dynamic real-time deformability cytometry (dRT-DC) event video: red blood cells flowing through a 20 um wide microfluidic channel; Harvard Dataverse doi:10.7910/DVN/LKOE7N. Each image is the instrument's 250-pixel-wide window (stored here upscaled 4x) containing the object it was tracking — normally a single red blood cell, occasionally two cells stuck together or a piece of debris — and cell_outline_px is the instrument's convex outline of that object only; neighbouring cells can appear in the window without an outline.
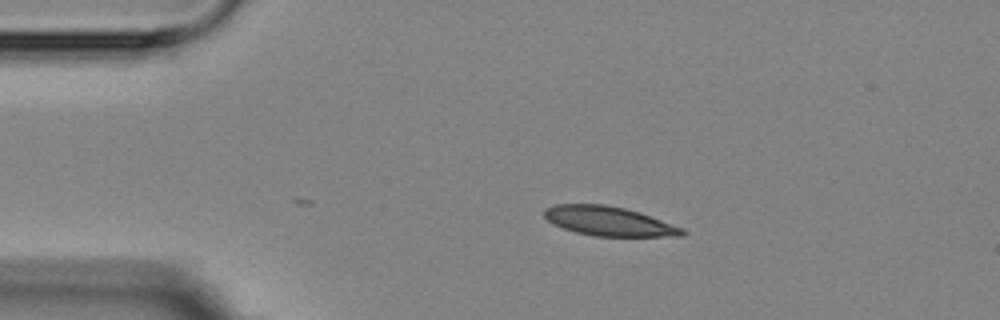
{"species": "Egyptian fruit bat (a non-hibernating species)", "species_latin": "Rousettus aegyptiacus", "temperature_condition": "room temperature", "stored_images_in_passage": 13, "camera_frame_rate_fps": 3000, "um_per_image_px": 0.085, "animal": {"sex": "female"}, "frame": {"image": 1, "passage_image": 1, "time_ms": 0.0, "image_size_px": [1000, 320], "cell_outline_px": [[688, 232], [684, 236], [596, 236], [576, 232], [552, 224], [544, 216], [544, 212], [548, 208], [556, 204], [604, 204], [624, 208], [640, 212], [684, 228]], "centroid_in_image_um": [51.8, 18.8], "position_along_channel_um": 33.2, "area_um2": 23.52}}
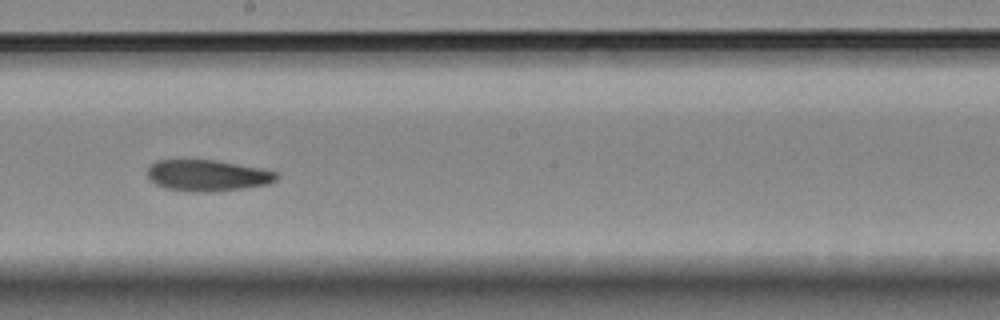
{"frame": {"image": 2, "passage_image": 7, "time_ms": 6.667, "image_size_px": [1000, 320], "cell_outline_px": [[280, 176], [276, 180], [268, 184], [244, 188], [208, 192], [192, 192], [164, 188], [148, 180], [148, 168], [156, 160], [216, 160], [260, 168], [276, 172]], "centroid_in_image_um": [17.62, 14.92], "position_along_channel_um": 230.6, "area_um2": 23.58}}
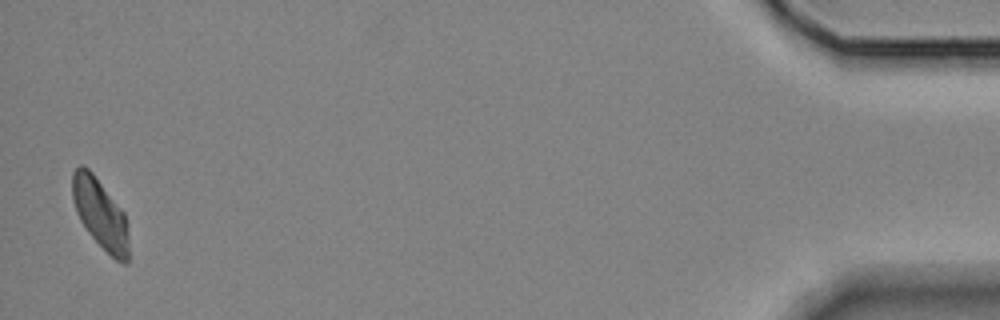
{"frame": {"image": 3, "passage_image": 13, "time_ms": 14.667, "image_size_px": [1000, 320], "cell_outline_px": [[128, 264], [124, 264], [116, 260], [88, 232], [80, 220], [76, 212], [72, 200], [72, 172], [80, 164], [84, 164], [92, 172], [124, 212], [128, 236]], "centroid_in_image_um": [8.5, 18.14], "position_along_channel_um": 426.7, "area_um2": 22.77}}